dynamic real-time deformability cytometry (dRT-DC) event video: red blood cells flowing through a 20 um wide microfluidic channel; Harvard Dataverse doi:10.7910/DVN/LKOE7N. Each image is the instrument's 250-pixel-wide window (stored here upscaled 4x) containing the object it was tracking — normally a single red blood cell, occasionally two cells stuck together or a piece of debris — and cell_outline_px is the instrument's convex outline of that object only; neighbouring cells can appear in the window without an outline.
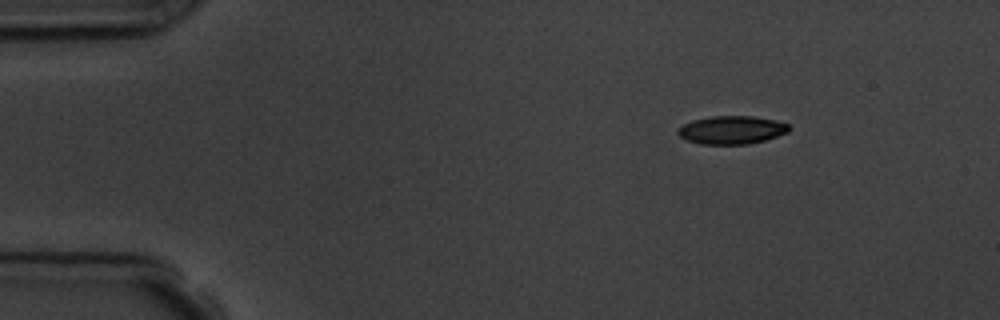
{"species": "common noctule bat (a hibernating species)", "species_latin": "Nyctalus noctula", "temperature_condition": "room temperature", "stored_images_in_passage": 3, "camera_frame_rate_fps": 3000, "um_per_image_px": 0.085, "animal": {"sex": "male", "body_mass_g": 19.5, "forearm_length_mm": 54.6}, "frame": {"image": 1, "passage_image": 1, "time_ms": 0.0, "image_size_px": [1000, 320], "cell_outline_px": [[792, 128], [788, 132], [764, 140], [748, 144], [700, 144], [688, 140], [680, 136], [676, 132], [684, 124], [692, 120], [712, 116], [752, 116], [776, 120], [788, 124]], "centroid_in_image_um": [62.21, 11.04], "position_along_channel_um": 22.8, "area_um2": 18.15}}